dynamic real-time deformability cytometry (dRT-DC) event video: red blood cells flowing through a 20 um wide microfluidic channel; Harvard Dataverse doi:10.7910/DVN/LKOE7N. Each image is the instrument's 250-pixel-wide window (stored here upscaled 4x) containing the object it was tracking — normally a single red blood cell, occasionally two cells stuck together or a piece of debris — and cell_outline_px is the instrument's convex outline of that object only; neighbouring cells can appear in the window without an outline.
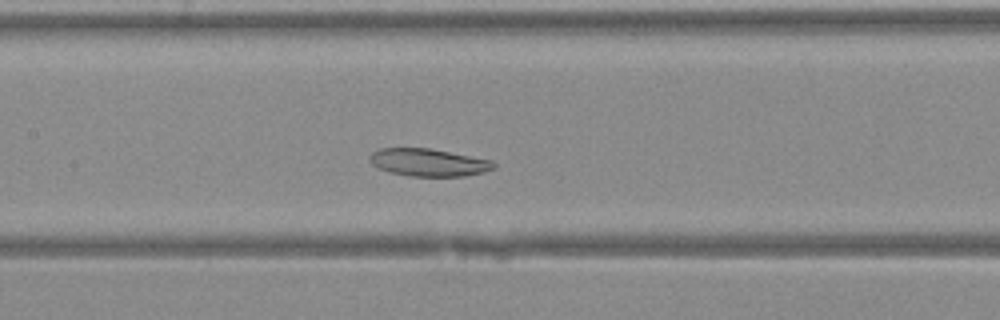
{"species": "Egyptian fruit bat (a non-hibernating species)", "species_latin": "Rousettus aegyptiacus", "temperature_condition": "warm", "stored_images_in_passage": 29, "camera_frame_rate_fps": 3000, "um_per_image_px": 0.085, "animal": {"sex": "female"}, "frame": {"image": 1, "passage_image": 7, "time_ms": 2.0, "image_size_px": [1000, 320], "cell_outline_px": [[496, 168], [484, 172], [464, 176], [408, 176], [388, 172], [372, 164], [368, 160], [368, 156], [372, 152], [380, 148], [428, 148], [492, 160], [496, 164]], "centroid_in_image_um": [36.41, 13.81], "position_along_channel_um": 171.0, "area_um2": 20.0}}
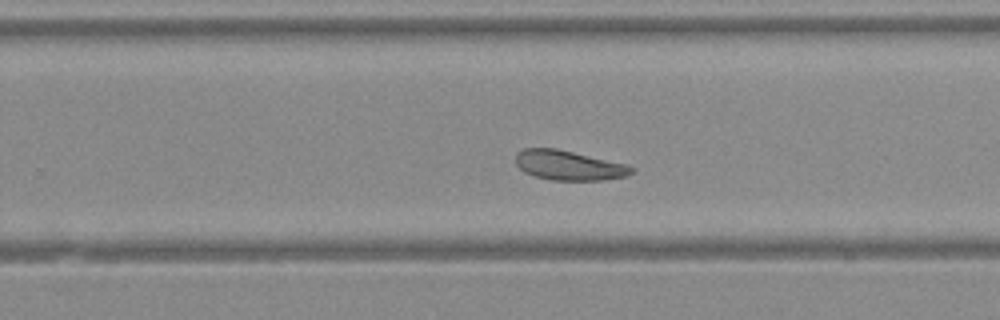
{"frame": {"image": 2, "passage_image": 14, "time_ms": 4.333, "image_size_px": [1000, 320], "cell_outline_px": [[636, 172], [628, 176], [604, 180], [552, 180], [536, 176], [524, 172], [516, 164], [516, 152], [524, 148], [556, 148], [628, 164], [636, 168]], "centroid_in_image_um": [48.41, 14.05], "position_along_channel_um": 281.4, "area_um2": 20.29}}
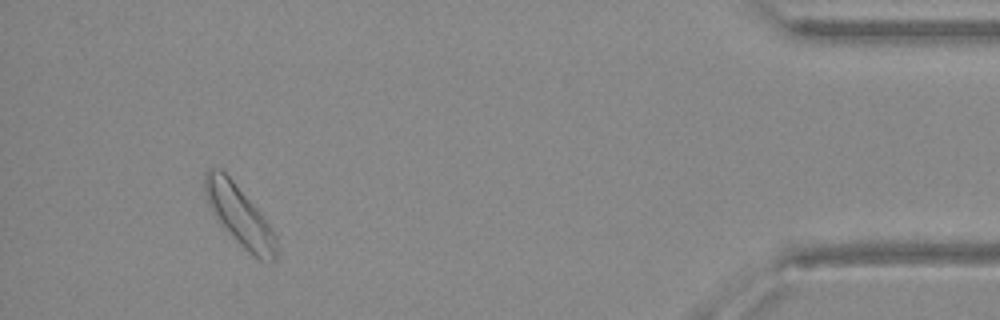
{"frame": {"image": 3, "passage_image": 26, "time_ms": 8.333, "image_size_px": [1000, 320], "cell_outline_px": [[276, 260], [272, 264], [260, 260], [248, 252], [220, 224], [208, 204], [204, 192], [204, 172], [208, 168], [220, 168], [232, 180], [260, 212], [276, 236]], "centroid_in_image_um": [20.34, 18.33], "position_along_channel_um": 414.9, "area_um2": 24.8}}